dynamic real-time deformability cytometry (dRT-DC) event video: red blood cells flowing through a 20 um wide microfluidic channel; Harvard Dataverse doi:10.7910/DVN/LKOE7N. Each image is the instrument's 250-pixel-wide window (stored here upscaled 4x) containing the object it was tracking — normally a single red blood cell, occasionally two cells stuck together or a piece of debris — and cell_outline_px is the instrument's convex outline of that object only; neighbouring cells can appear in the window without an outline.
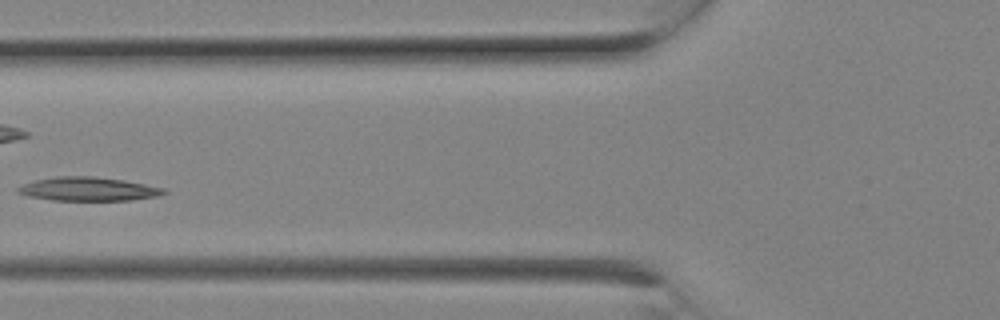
{"species": "Egyptian fruit bat (a non-hibernating species)", "species_latin": "Rousettus aegyptiacus", "temperature_condition": "room temperature", "stored_images_in_passage": 7, "camera_frame_rate_fps": 3000, "um_per_image_px": 0.085, "animal": {"sex": "female"}, "frame": {"image": 1, "passage_image": 5, "time_ms": 1.333, "image_size_px": [1000, 320], "cell_outline_px": [[168, 192], [160, 196], [132, 200], [52, 200], [28, 196], [16, 192], [16, 188], [24, 184], [36, 180], [56, 176], [92, 176], [124, 180], [164, 188]], "centroid_in_image_um": [7.52, 16.07], "position_along_channel_um": 118.3, "area_um2": 20.17}}